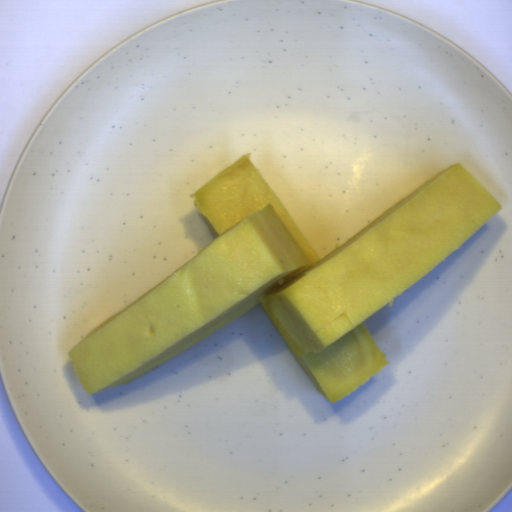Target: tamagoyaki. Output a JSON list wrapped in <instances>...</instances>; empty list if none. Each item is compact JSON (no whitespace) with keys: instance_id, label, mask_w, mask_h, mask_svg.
I'll use <instances>...</instances> for the list:
<instances>
[{"instance_id":"tamagoyaki-1","label":"tamagoyaki","mask_w":512,"mask_h":512,"mask_svg":"<svg viewBox=\"0 0 512 512\" xmlns=\"http://www.w3.org/2000/svg\"><path fill=\"white\" fill-rule=\"evenodd\" d=\"M187 196L214 238L66 351L90 395L128 385L261 304L336 403L390 364L365 321L503 209L458 162L321 258L251 153Z\"/></svg>"}]
</instances>
